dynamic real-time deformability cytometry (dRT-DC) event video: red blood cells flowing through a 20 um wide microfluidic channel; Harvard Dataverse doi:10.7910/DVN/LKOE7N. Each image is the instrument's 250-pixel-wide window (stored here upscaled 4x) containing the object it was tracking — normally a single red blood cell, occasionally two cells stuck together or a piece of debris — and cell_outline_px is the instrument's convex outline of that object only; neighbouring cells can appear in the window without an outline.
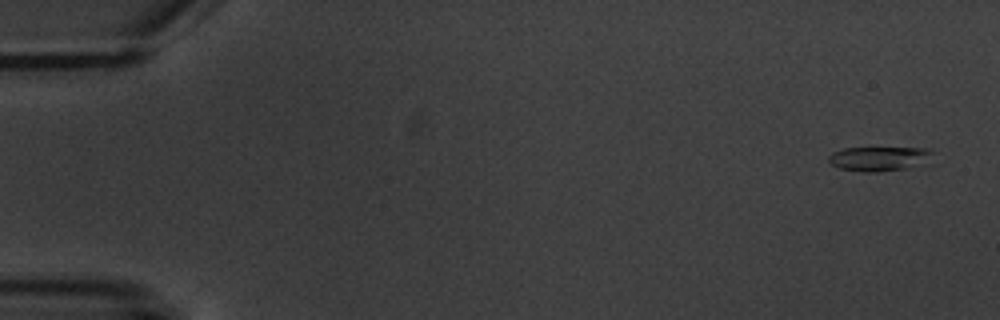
{"species": "common noctule bat (a hibernating species)", "species_latin": "Nyctalus noctula", "temperature_condition": "warm", "stored_images_in_passage": 7, "camera_frame_rate_fps": 3000, "um_per_image_px": 0.085, "animal": {"sex": "male", "body_mass_g": 20.1, "forearm_length_mm": 53.5}, "frame": {"image": 1, "passage_image": 1, "time_ms": 0.0, "image_size_px": [1000, 320], "cell_outline_px": [[936, 152], [908, 168], [876, 172], [864, 172], [840, 168], [832, 164], [828, 160], [828, 156], [832, 152], [844, 148], [868, 144], [932, 148]], "centroid_in_image_um": [74.67, 13.39], "position_along_channel_um": 10.3, "area_um2": 15.72}}
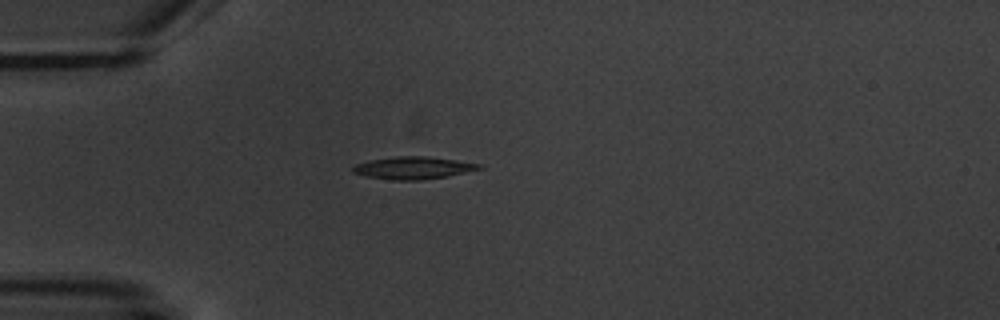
{"frame": {"image": 2, "passage_image": 4, "time_ms": 4.667, "image_size_px": [1000, 320], "cell_outline_px": [[484, 168], [448, 176], [420, 180], [392, 180], [364, 176], [352, 172], [352, 168], [356, 164], [368, 160], [396, 156], [428, 156], [484, 164]], "centroid_in_image_um": [35.14, 14.26], "position_along_channel_um": 49.9, "area_um2": 16.65}}